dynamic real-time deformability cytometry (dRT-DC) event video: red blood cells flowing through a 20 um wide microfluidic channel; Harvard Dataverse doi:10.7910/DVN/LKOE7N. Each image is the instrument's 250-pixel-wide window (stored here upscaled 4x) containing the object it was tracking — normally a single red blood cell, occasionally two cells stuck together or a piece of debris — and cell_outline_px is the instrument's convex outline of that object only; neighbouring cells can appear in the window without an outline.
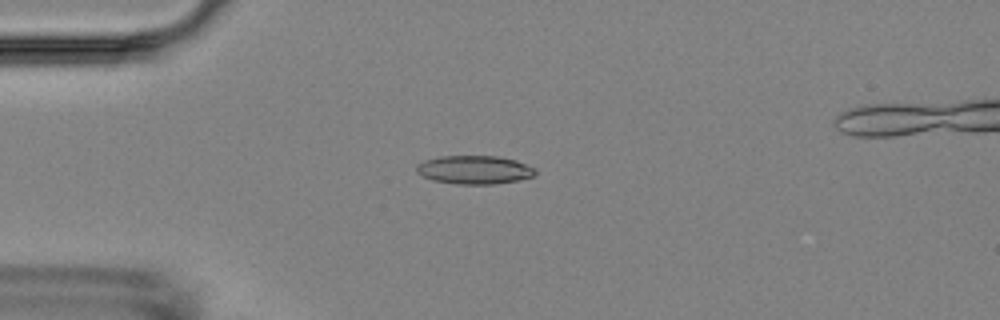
{"species": "Egyptian fruit bat (a non-hibernating species)", "species_latin": "Rousettus aegyptiacus", "temperature_condition": "room temperature", "stored_images_in_passage": 10, "camera_frame_rate_fps": 3000, "um_per_image_px": 0.085, "animal": {"sex": "female"}, "frame": {"image": 1, "passage_image": 5, "time_ms": 4.667, "image_size_px": [1000, 320], "cell_outline_px": [[536, 176], [516, 180], [492, 184], [456, 184], [432, 180], [420, 176], [416, 172], [416, 164], [424, 160], [440, 156], [496, 156], [516, 160], [536, 168]], "centroid_in_image_um": [40.29, 14.43], "position_along_channel_um": 44.7, "area_um2": 19.88}}
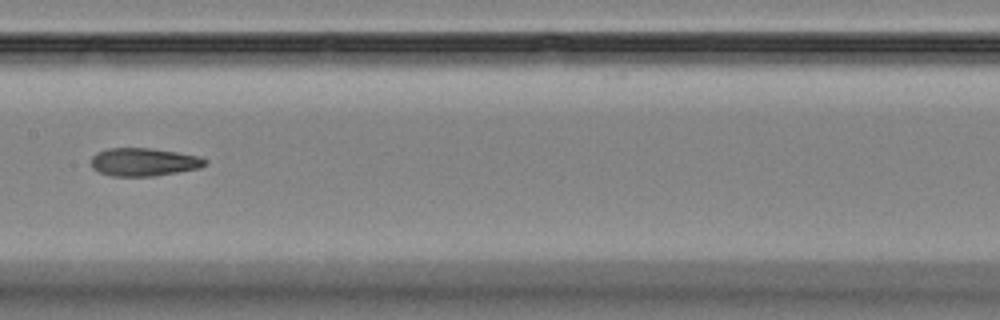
{"frame": {"image": 2, "passage_image": 9, "time_ms": 9.333, "image_size_px": [1000, 320], "cell_outline_px": [[208, 164], [200, 168], [156, 176], [112, 176], [100, 172], [92, 168], [92, 156], [96, 152], [108, 148], [152, 148], [200, 156], [208, 160]], "centroid_in_image_um": [12.25, 13.77], "position_along_channel_um": 195.1, "area_um2": 18.79}}
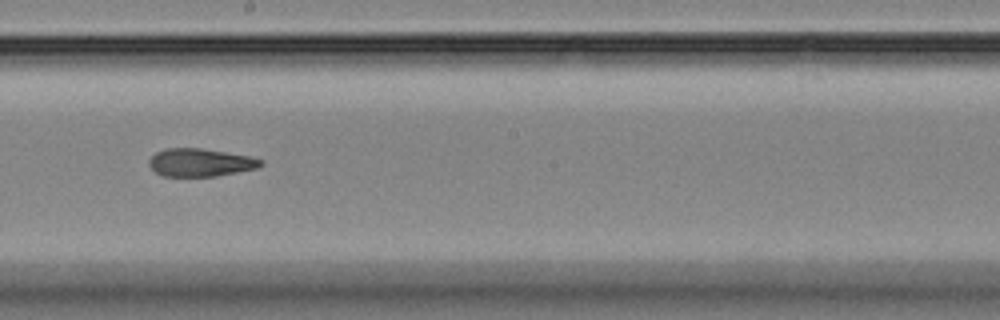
{"frame": {"image": 3, "passage_image": 10, "time_ms": 10.333, "image_size_px": [1000, 320], "cell_outline_px": [[264, 164], [256, 168], [216, 176], [164, 176], [156, 172], [148, 164], [148, 160], [156, 152], [164, 148], [200, 148], [252, 156], [264, 160]], "centroid_in_image_um": [17.04, 13.8], "position_along_channel_um": 231.2, "area_um2": 18.21}}